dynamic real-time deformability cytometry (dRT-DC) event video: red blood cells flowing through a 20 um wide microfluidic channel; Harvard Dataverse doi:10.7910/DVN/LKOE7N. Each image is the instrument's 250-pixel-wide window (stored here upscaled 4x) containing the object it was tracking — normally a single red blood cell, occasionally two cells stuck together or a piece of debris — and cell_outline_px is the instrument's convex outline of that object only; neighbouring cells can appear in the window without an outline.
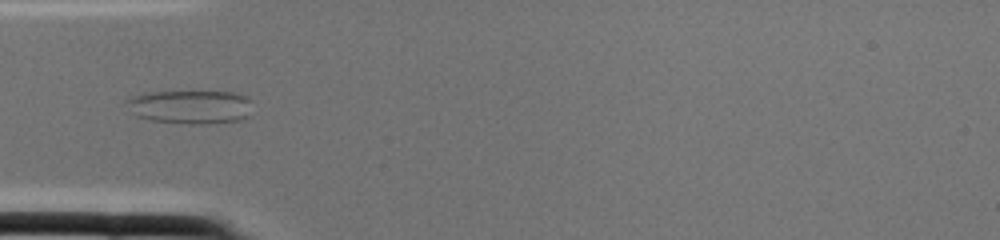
{"species": "common noctule bat (a hibernating species)", "species_latin": "Nyctalus noctula", "temperature_condition": "cold", "stored_images_in_passage": 2, "camera_frame_rate_fps": 3000, "um_per_image_px": 0.085, "animal": {"sex": "female", "body_mass_g": 22.0, "forearm_length_mm": 56.7}, "frame": {"image": 1, "passage_image": 2, "time_ms": 0.333, "image_size_px": [1000, 240], "cell_outline_px": [[252, 100], [248, 116], [244, 120], [208, 124], [188, 124], [152, 120], [136, 116], [132, 112], [124, 100], [132, 96], [148, 92], [232, 92], [248, 96]], "centroid_in_image_um": [16.22, 9.09], "position_along_channel_um": 68.8, "area_um2": 24.91}}